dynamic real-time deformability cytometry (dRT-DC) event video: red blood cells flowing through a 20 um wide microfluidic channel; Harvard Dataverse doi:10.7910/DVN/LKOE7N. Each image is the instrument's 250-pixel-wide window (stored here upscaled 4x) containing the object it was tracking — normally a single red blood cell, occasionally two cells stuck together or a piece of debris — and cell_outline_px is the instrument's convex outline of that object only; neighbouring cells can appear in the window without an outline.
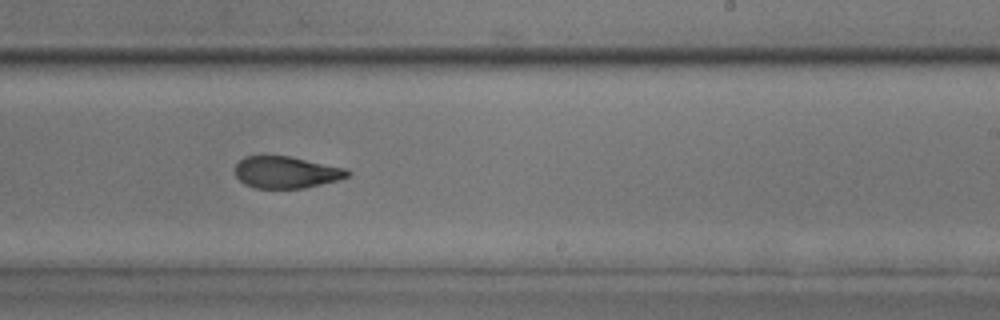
{"species": "common noctule bat (a hibernating species)", "species_latin": "Nyctalus noctula", "temperature_condition": "room temperature", "stored_images_in_passage": 21, "camera_frame_rate_fps": 3000, "um_per_image_px": 0.085, "animal": {"sex": "male", "body_mass_g": 17.9, "forearm_length_mm": 54.2}, "frame": {"image": 1, "passage_image": 15, "time_ms": 4.667, "image_size_px": [1000, 320], "cell_outline_px": [[352, 172], [348, 176], [336, 180], [304, 188], [256, 188], [244, 184], [236, 176], [236, 164], [244, 156], [288, 156], [348, 168]], "centroid_in_image_um": [24.34, 14.64], "position_along_channel_um": 264.7, "area_um2": 20.75}}